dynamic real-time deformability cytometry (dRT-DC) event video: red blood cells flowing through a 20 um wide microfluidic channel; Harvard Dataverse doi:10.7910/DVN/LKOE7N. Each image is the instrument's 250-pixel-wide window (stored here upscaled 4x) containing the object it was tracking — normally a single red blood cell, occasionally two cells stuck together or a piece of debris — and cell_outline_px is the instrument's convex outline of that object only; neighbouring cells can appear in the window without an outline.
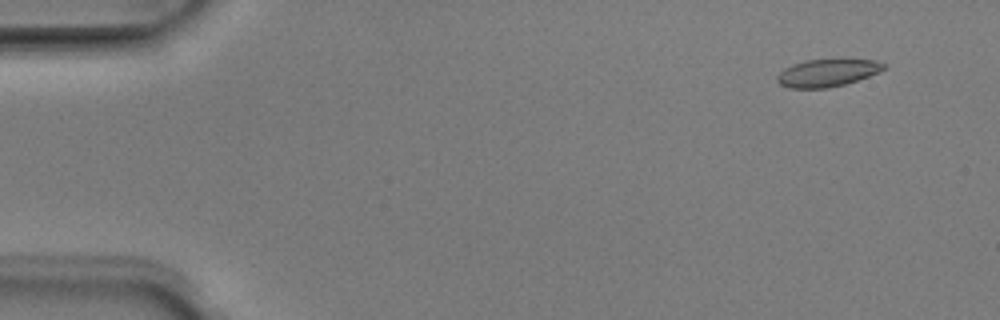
{"species": "Egyptian fruit bat (a non-hibernating species)", "species_latin": "Rousettus aegyptiacus", "temperature_condition": "room temperature", "stored_images_in_passage": 13, "camera_frame_rate_fps": 3000, "um_per_image_px": 0.085, "animal": {"sex": "male"}, "frame": {"image": 1, "passage_image": 1, "time_ms": 0.0, "image_size_px": [1000, 320], "cell_outline_px": [[888, 68], [880, 72], [844, 84], [828, 88], [788, 88], [780, 84], [776, 80], [776, 76], [784, 68], [792, 64], [808, 60], [876, 60], [884, 64]], "centroid_in_image_um": [70.3, 6.2], "position_along_channel_um": 14.7, "area_um2": 16.94}}
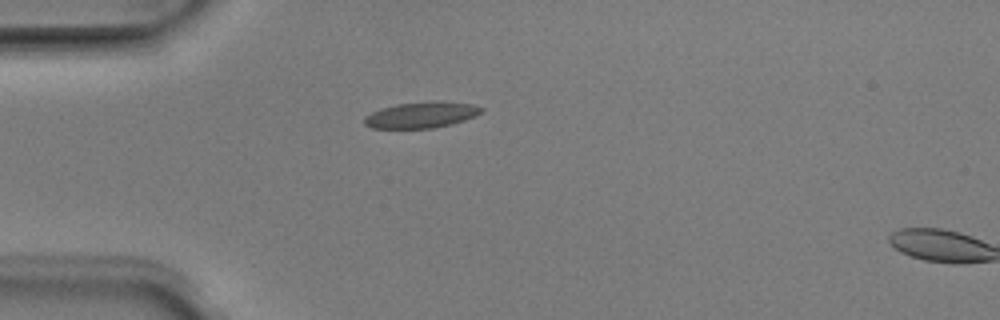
{"frame": {"image": 2, "passage_image": 11, "time_ms": 3.333, "image_size_px": [1000, 320], "cell_outline_px": [[484, 112], [476, 116], [452, 124], [432, 128], [372, 128], [364, 124], [364, 116], [380, 108], [396, 104], [436, 100], [472, 104], [484, 108]], "centroid_in_image_um": [35.84, 9.76], "position_along_channel_um": 49.2, "area_um2": 17.98}}